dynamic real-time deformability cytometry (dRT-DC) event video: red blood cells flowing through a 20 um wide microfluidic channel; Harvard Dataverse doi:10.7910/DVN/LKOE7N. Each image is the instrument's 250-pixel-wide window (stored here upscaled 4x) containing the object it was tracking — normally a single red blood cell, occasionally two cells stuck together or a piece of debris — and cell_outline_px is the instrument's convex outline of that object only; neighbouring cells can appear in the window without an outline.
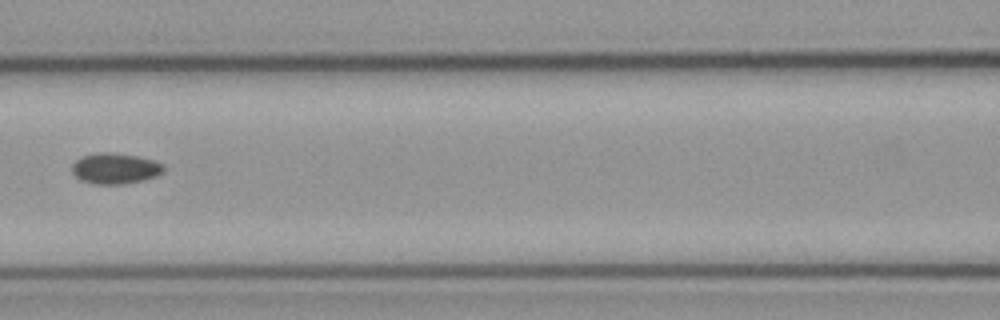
{"species": "common noctule bat (a hibernating species)", "species_latin": "Nyctalus noctula", "temperature_condition": "cold", "stored_images_in_passage": 8, "camera_frame_rate_fps": 3000, "um_per_image_px": 0.085, "animal": {"sex": "male", "body_mass_g": 23.1, "forearm_length_mm": 52.7}, "frame": {"image": 1, "passage_image": 8, "time_ms": 2.333, "image_size_px": [1000, 320], "cell_outline_px": [[164, 172], [156, 176], [144, 180], [124, 184], [96, 184], [80, 180], [72, 172], [72, 164], [76, 160], [84, 156], [96, 152], [108, 152], [136, 156], [152, 160], [164, 164]], "centroid_in_image_um": [9.79, 14.32], "position_along_channel_um": 156.8, "area_um2": 16.42}}